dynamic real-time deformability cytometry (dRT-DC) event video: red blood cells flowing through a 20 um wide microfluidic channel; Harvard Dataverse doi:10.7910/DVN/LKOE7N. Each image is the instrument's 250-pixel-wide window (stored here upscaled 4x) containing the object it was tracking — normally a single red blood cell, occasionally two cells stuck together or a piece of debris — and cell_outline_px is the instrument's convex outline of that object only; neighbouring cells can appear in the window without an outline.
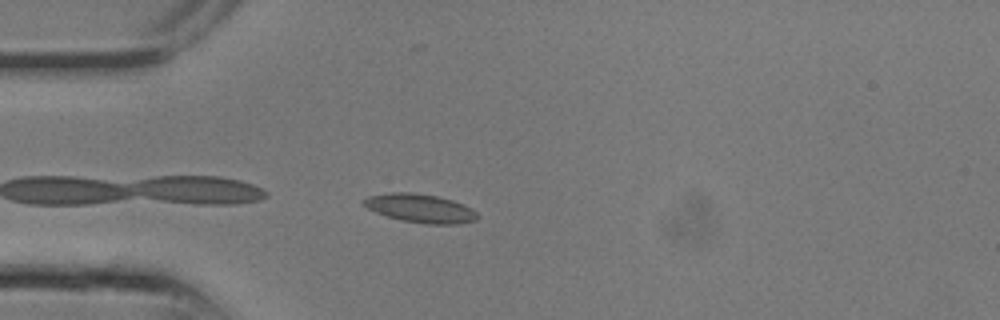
{"species": "common noctule bat (a hibernating species)", "species_latin": "Nyctalus noctula", "temperature_condition": "room temperature", "stored_images_in_passage": 7, "camera_frame_rate_fps": 3000, "um_per_image_px": 0.085, "animal": {"sex": "male", "body_mass_g": 13.3}, "frame": {"image": 1, "passage_image": 7, "time_ms": 2.0, "image_size_px": [1000, 320], "cell_outline_px": [[480, 216], [476, 220], [460, 224], [428, 224], [400, 220], [376, 212], [368, 208], [364, 204], [364, 200], [368, 196], [392, 192], [412, 192], [436, 196], [452, 200], [464, 204], [472, 208]], "centroid_in_image_um": [35.78, 17.71], "position_along_channel_um": 49.2, "area_um2": 18.9}}